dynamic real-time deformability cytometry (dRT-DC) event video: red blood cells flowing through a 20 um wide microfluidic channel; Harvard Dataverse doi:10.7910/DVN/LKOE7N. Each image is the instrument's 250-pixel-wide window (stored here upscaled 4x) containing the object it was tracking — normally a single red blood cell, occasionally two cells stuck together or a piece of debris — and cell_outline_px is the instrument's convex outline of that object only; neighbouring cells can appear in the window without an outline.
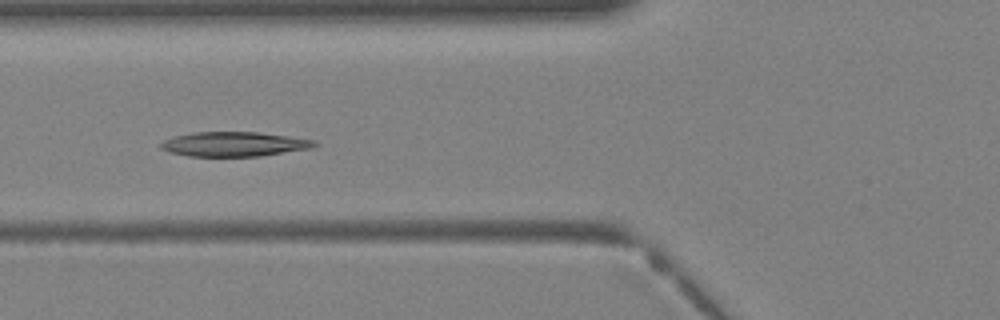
{"species": "Egyptian fruit bat (a non-hibernating species)", "species_latin": "Rousettus aegyptiacus", "temperature_condition": "warm", "stored_images_in_passage": 27, "camera_frame_rate_fps": 3000, "um_per_image_px": 0.085, "animal": {"sex": "female"}, "frame": {"image": 1, "passage_image": 4, "time_ms": 1.0, "image_size_px": [1000, 320], "cell_outline_px": [[316, 144], [312, 148], [260, 156], [188, 156], [172, 152], [160, 148], [160, 144], [164, 140], [176, 136], [192, 132], [260, 132], [316, 140]], "centroid_in_image_um": [19.92, 12.24], "position_along_channel_um": 105.9, "area_um2": 21.85}}
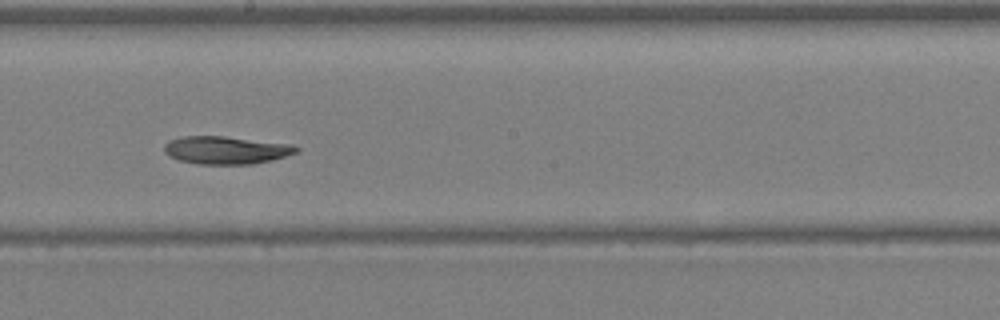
{"frame": {"image": 2, "passage_image": 11, "time_ms": 3.333, "image_size_px": [1000, 320], "cell_outline_px": [[300, 148], [296, 152], [272, 160], [252, 164], [196, 164], [180, 160], [168, 156], [164, 152], [164, 144], [168, 140], [184, 136], [224, 136], [292, 144]], "centroid_in_image_um": [19.18, 12.75], "position_along_channel_um": 229.0, "area_um2": 21.44}}
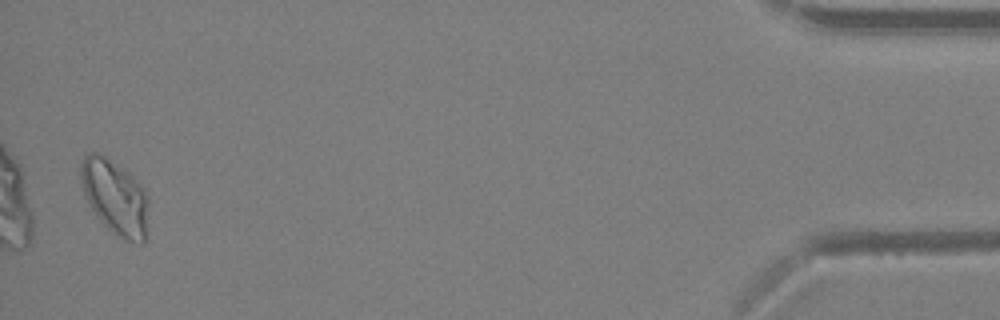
{"frame": {"image": 3, "passage_image": 27, "time_ms": 8.667, "image_size_px": [1000, 320], "cell_outline_px": [[148, 240], [144, 244], [140, 244], [124, 240], [116, 236], [96, 216], [84, 192], [80, 180], [80, 164], [84, 156], [88, 152], [96, 152], [104, 156], [128, 172], [144, 188], [148, 200]], "centroid_in_image_um": [9.82, 16.81], "position_along_channel_um": 425.4, "area_um2": 29.88}}